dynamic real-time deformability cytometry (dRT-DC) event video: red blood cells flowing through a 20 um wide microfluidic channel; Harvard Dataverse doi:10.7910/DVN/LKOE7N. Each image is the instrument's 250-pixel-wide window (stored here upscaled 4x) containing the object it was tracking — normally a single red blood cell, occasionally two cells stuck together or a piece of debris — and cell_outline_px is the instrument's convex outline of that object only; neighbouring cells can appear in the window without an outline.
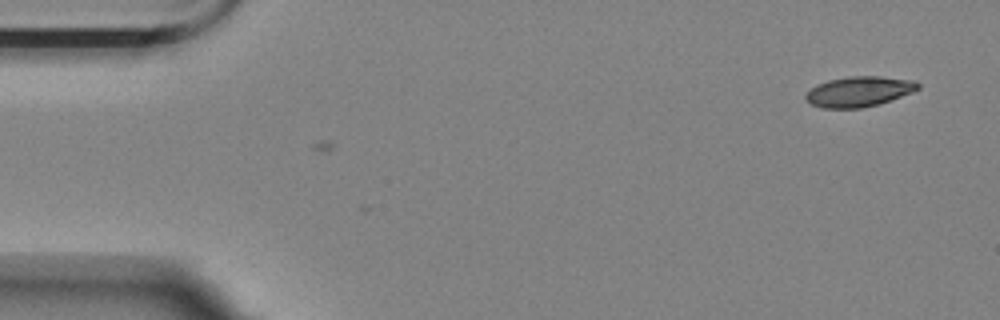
{"species": "Egyptian fruit bat (a non-hibernating species)", "species_latin": "Rousettus aegyptiacus", "temperature_condition": "room temperature", "stored_images_in_passage": 2, "camera_frame_rate_fps": 3000, "um_per_image_px": 0.085, "animal": {"sex": "female"}, "frame": {"image": 1, "passage_image": 2, "time_ms": 0.333, "image_size_px": [1000, 320], "cell_outline_px": [[920, 88], [912, 92], [880, 104], [860, 108], [820, 108], [804, 100], [804, 96], [816, 84], [828, 80], [848, 76], [876, 76], [916, 80], [920, 84]], "centroid_in_image_um": [73.01, 7.78], "position_along_channel_um": 12.0, "area_um2": 19.94}}